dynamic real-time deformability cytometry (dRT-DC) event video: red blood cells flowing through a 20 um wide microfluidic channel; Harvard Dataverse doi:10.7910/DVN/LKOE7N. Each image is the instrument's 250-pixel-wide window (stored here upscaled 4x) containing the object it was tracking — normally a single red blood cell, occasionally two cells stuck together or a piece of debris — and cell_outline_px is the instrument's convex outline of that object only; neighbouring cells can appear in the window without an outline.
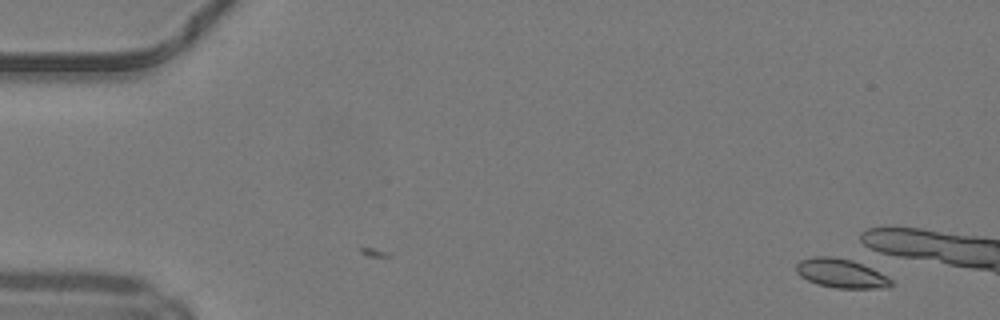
{"species": "common noctule bat (a hibernating species)", "species_latin": "Nyctalus noctula", "temperature_condition": "warm", "stored_images_in_passage": 4, "camera_frame_rate_fps": 3000, "um_per_image_px": 0.085, "animal": {"sex": "male", "body_mass_g": 19.2, "forearm_length_mm": 51.8}, "frame": {"image": 1, "passage_image": 4, "time_ms": 1.0, "image_size_px": [1000, 320], "cell_outline_px": [[892, 284], [888, 288], [836, 288], [816, 284], [800, 276], [796, 272], [796, 264], [800, 260], [812, 256], [832, 256], [852, 260], [872, 268], [888, 276], [892, 280]], "centroid_in_image_um": [71.49, 23.23], "position_along_channel_um": 13.5, "area_um2": 16.24}}